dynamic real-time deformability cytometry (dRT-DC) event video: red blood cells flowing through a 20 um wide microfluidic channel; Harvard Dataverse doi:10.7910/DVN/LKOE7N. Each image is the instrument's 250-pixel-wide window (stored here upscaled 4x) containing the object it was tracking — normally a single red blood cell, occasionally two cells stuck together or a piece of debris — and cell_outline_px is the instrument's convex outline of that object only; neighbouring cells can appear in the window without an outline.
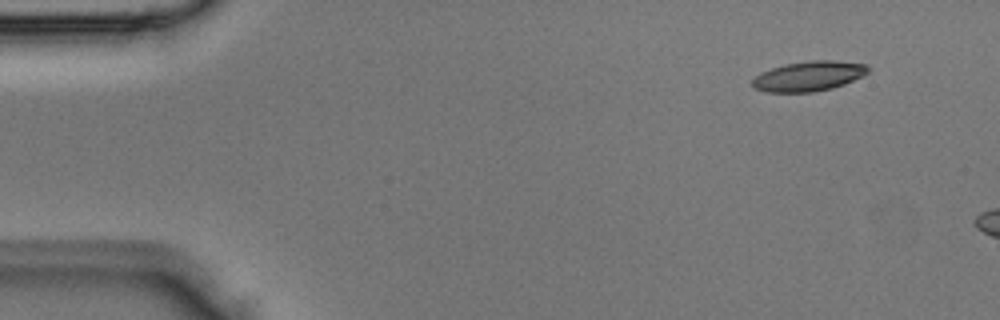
{"species": "Egyptian fruit bat (a non-hibernating species)", "species_latin": "Rousettus aegyptiacus", "temperature_condition": "room temperature", "stored_images_in_passage": 3, "camera_frame_rate_fps": 3000, "um_per_image_px": 0.085, "animal": {"sex": "male"}, "frame": {"image": 1, "passage_image": 1, "time_ms": 0.0, "image_size_px": [1000, 320], "cell_outline_px": [[872, 68], [864, 76], [844, 84], [832, 88], [812, 92], [764, 92], [756, 88], [752, 84], [752, 80], [760, 72], [784, 64], [812, 60], [836, 60], [868, 64]], "centroid_in_image_um": [68.79, 6.46], "position_along_channel_um": 16.2, "area_um2": 20.4}}